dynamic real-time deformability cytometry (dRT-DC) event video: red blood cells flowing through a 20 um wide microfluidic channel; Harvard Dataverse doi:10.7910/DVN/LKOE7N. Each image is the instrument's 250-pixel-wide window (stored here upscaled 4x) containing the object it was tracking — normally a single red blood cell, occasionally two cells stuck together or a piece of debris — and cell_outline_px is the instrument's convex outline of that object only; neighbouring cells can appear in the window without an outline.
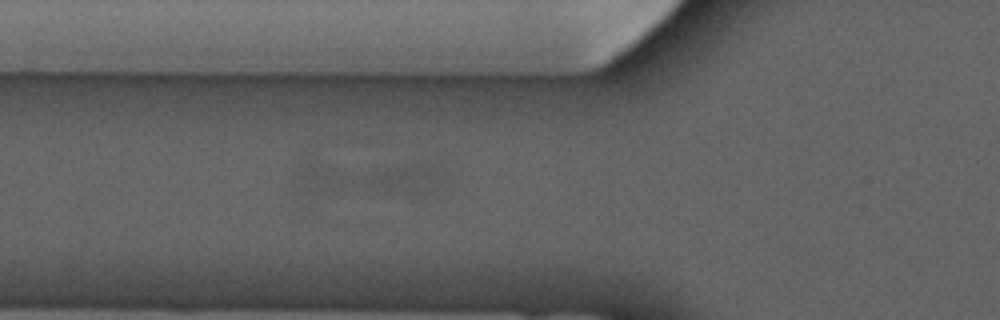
{"species": "common noctule bat (a hibernating species)", "species_latin": "Nyctalus noctula", "temperature_condition": "cold", "stored_images_in_passage": 6, "camera_frame_rate_fps": 3000, "um_per_image_px": 0.085, "animal": {"sex": "male", "forearm_length_mm": 52.5}, "frame": {"image": 1, "passage_image": 6, "time_ms": 5.667, "image_size_px": [1000, 320], "cell_outline_px": [[440, 184], [424, 196], [416, 196], [388, 192], [368, 184], [368, 180], [380, 172], [388, 168], [416, 164], [420, 164], [436, 172]], "centroid_in_image_um": [34.55, 15.32], "position_along_channel_um": 91.3, "area_um2": 11.73}}